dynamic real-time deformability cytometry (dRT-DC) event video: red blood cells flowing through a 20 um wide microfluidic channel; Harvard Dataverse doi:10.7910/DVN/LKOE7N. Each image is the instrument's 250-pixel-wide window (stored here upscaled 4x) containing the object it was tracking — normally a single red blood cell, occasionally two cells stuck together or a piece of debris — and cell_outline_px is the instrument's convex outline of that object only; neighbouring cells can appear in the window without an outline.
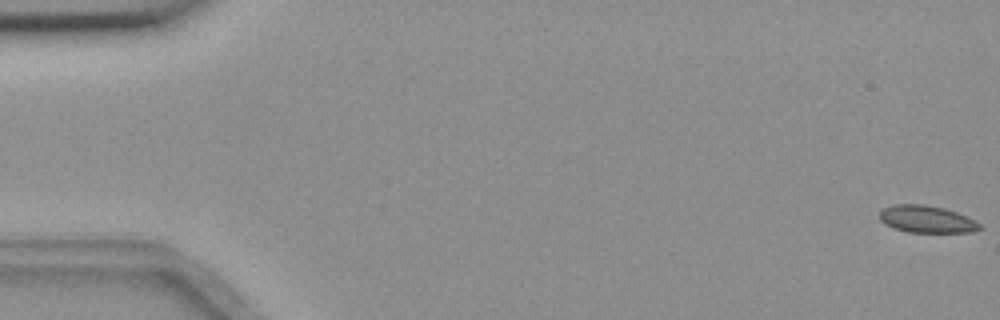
{"species": "common noctule bat (a hibernating species)", "species_latin": "Nyctalus noctula", "temperature_condition": "room temperature", "stored_images_in_passage": 6, "camera_frame_rate_fps": 3000, "um_per_image_px": 0.085, "animal": {"sex": "female", "body_mass_g": 18.4}, "frame": {"image": 1, "passage_image": 1, "time_ms": 0.0, "image_size_px": [1000, 320], "cell_outline_px": [[984, 228], [968, 232], [908, 232], [884, 224], [880, 220], [880, 212], [884, 208], [892, 204], [924, 204], [944, 208], [956, 212], [976, 220]], "centroid_in_image_um": [78.78, 18.62], "position_along_channel_um": 6.2, "area_um2": 15.84}}